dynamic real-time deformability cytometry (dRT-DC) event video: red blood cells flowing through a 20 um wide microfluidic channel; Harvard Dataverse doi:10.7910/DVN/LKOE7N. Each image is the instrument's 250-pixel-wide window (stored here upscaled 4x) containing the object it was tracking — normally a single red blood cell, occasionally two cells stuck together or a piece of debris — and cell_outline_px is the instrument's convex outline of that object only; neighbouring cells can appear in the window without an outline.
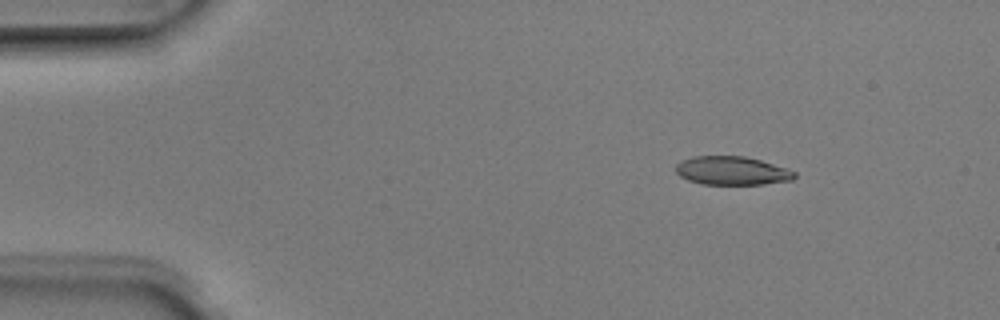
{"species": "Egyptian fruit bat (a non-hibernating species)", "species_latin": "Rousettus aegyptiacus", "temperature_condition": "room temperature", "stored_images_in_passage": 5, "camera_frame_rate_fps": 3000, "um_per_image_px": 0.085, "animal": {"sex": "male"}, "frame": {"image": 1, "passage_image": 2, "time_ms": 0.333, "image_size_px": [1000, 320], "cell_outline_px": [[796, 176], [792, 180], [764, 184], [700, 184], [688, 180], [680, 176], [676, 172], [676, 164], [692, 156], [744, 156], [760, 160], [788, 168], [796, 172]], "centroid_in_image_um": [62.23, 14.51], "position_along_channel_um": 22.8, "area_um2": 19.77}}
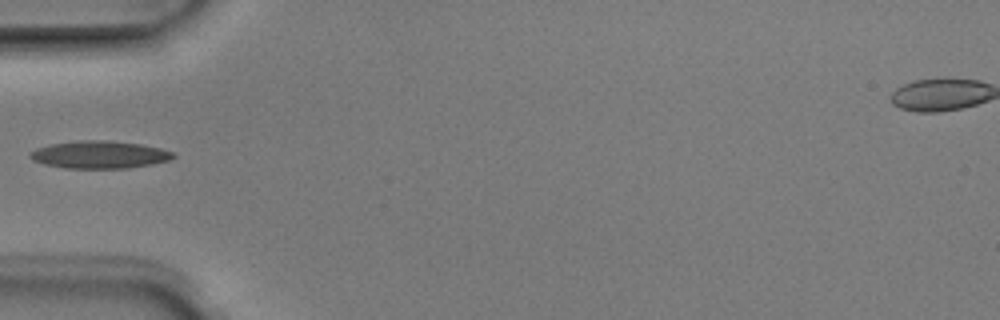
{"frame": {"image": 2, "passage_image": 5, "time_ms": 1.333, "image_size_px": [1000, 320], "cell_outline_px": [[176, 156], [172, 160], [152, 164], [128, 168], [64, 168], [44, 164], [32, 160], [28, 156], [28, 152], [36, 148], [52, 144], [80, 140], [104, 140], [140, 144], [160, 148], [176, 152]], "centroid_in_image_um": [8.47, 13.15], "position_along_channel_um": 76.5, "area_um2": 23.12}}